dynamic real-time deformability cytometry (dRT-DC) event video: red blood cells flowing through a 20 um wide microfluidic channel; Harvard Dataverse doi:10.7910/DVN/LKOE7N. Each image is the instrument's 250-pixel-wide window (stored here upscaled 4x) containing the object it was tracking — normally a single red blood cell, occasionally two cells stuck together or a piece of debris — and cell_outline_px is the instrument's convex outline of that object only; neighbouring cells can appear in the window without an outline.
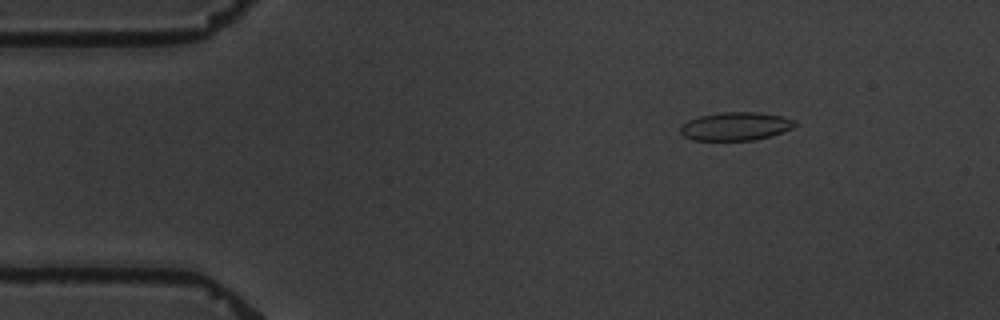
{"species": "common noctule bat (a hibernating species)", "species_latin": "Nyctalus noctula", "temperature_condition": "warm", "stored_images_in_passage": 5, "camera_frame_rate_fps": 3000, "um_per_image_px": 0.085, "animal": {"sex": "male", "body_mass_g": 19.5, "forearm_length_mm": 54.6}, "frame": {"image": 1, "passage_image": 3, "time_ms": 2.333, "image_size_px": [1000, 320], "cell_outline_px": [[796, 124], [792, 128], [784, 132], [772, 136], [752, 140], [692, 140], [684, 136], [680, 132], [680, 128], [688, 120], [700, 116], [724, 112], [752, 112], [780, 116], [796, 120]], "centroid_in_image_um": [62.54, 10.74], "position_along_channel_um": 22.5, "area_um2": 18.73}}